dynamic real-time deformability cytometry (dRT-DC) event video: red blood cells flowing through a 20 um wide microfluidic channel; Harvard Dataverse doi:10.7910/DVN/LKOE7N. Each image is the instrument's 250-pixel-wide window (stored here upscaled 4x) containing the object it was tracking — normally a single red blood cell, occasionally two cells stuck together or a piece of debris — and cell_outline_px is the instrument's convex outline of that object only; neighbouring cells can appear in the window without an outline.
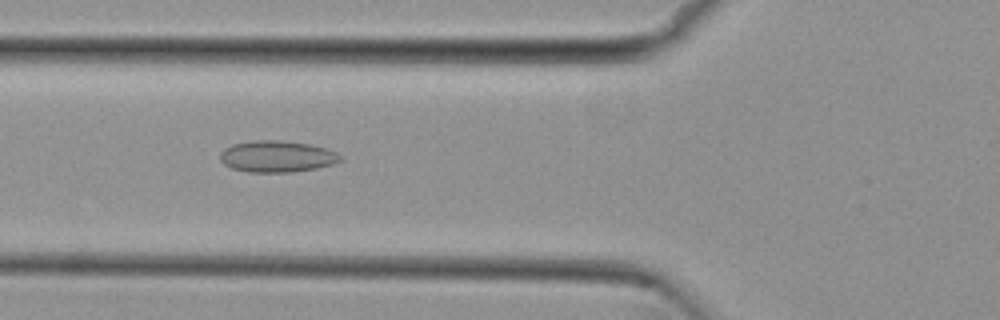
{"species": "common noctule bat (a hibernating species)", "species_latin": "Nyctalus noctula", "temperature_condition": "cold", "stored_images_in_passage": 26, "camera_frame_rate_fps": 3000, "um_per_image_px": 0.085, "animal": {"sex": "female", "body_mass_g": 29.2, "forearm_length_mm": 56.3}, "frame": {"image": 1, "passage_image": 3, "time_ms": 0.667, "image_size_px": [1000, 320], "cell_outline_px": [[344, 160], [332, 164], [316, 168], [292, 172], [248, 172], [232, 168], [224, 164], [220, 160], [220, 152], [224, 148], [232, 144], [252, 140], [280, 140], [308, 144], [328, 148], [336, 152]], "centroid_in_image_um": [23.53, 13.29], "position_along_channel_um": 102.3, "area_um2": 22.2}}
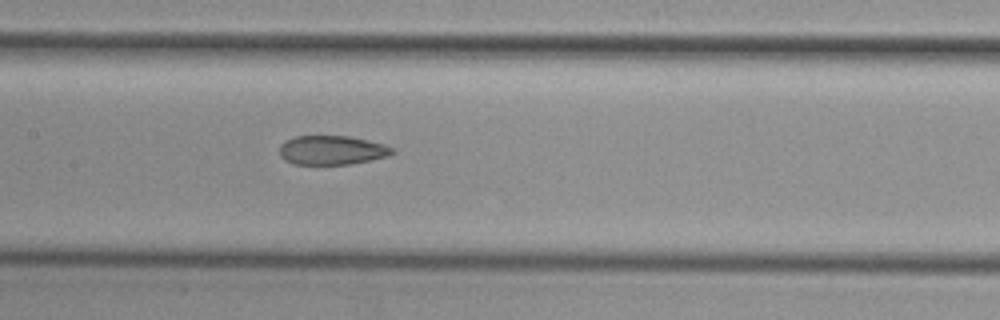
{"frame": {"image": 2, "passage_image": 9, "time_ms": 2.667, "image_size_px": [1000, 320], "cell_outline_px": [[396, 152], [388, 156], [348, 164], [292, 164], [284, 160], [280, 156], [280, 144], [284, 140], [296, 136], [348, 136], [368, 140], [384, 144], [392, 148]], "centroid_in_image_um": [28.17, 12.76], "position_along_channel_um": 179.2, "area_um2": 19.13}}
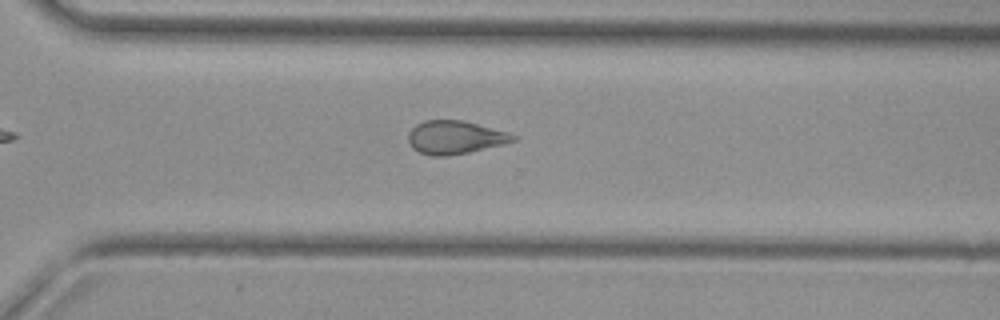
{"frame": {"image": 3, "passage_image": 21, "time_ms": 6.667, "image_size_px": [1000, 320], "cell_outline_px": [[516, 140], [504, 144], [468, 152], [444, 156], [432, 156], [420, 152], [412, 148], [408, 140], [408, 132], [416, 124], [424, 120], [464, 120], [508, 132], [516, 136]], "centroid_in_image_um": [38.66, 11.66], "position_along_channel_um": 331.9, "area_um2": 20.29}}